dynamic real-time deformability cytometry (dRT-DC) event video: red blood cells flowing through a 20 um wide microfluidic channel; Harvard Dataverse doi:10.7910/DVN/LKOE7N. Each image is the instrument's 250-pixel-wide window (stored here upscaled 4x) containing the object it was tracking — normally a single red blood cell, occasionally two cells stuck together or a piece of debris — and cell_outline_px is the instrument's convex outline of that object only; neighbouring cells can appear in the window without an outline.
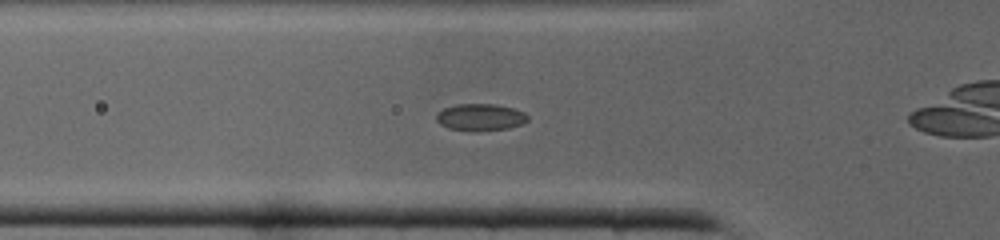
{"species": "common noctule bat (a hibernating species)", "species_latin": "Nyctalus noctula", "temperature_condition": "cold", "stored_images_in_passage": 37, "camera_frame_rate_fps": 3000, "um_per_image_px": 0.085, "animal": {"sex": "male", "body_mass_g": 19.0, "forearm_length_mm": 50.8}, "frame": {"image": 1, "passage_image": 9, "time_ms": 2.667, "image_size_px": [1000, 240], "cell_outline_px": [[528, 120], [524, 124], [508, 128], [476, 132], [472, 132], [448, 128], [440, 124], [436, 120], [436, 112], [444, 108], [456, 104], [496, 104], [512, 108], [524, 112], [528, 116]], "centroid_in_image_um": [40.82, 9.97], "position_along_channel_um": 85.0, "area_um2": 14.62}}
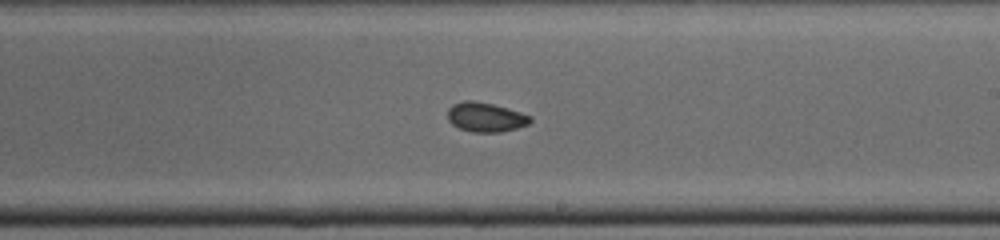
{"frame": {"image": 2, "passage_image": 19, "time_ms": 6.0, "image_size_px": [1000, 240], "cell_outline_px": [[532, 120], [528, 124], [516, 128], [500, 132], [472, 132], [460, 128], [452, 124], [448, 120], [448, 108], [452, 104], [464, 100], [472, 100], [492, 104], [520, 112], [532, 116]], "centroid_in_image_um": [41.26, 9.95], "position_along_channel_um": 247.7, "area_um2": 14.1}}
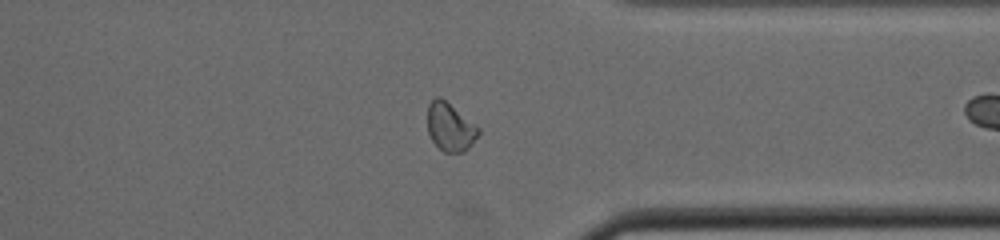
{"frame": {"image": 3, "passage_image": 27, "time_ms": 8.667, "image_size_px": [1000, 240], "cell_outline_px": [[480, 132], [468, 148], [464, 152], [444, 152], [432, 140], [428, 132], [428, 104], [436, 96], [440, 96], [476, 124], [480, 128]], "centroid_in_image_um": [38.27, 10.78], "position_along_channel_um": 373.1, "area_um2": 14.22}}